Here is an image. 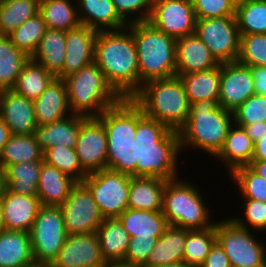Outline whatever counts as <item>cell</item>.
I'll return each instance as SVG.
<instances>
[{"mask_svg": "<svg viewBox=\"0 0 266 267\" xmlns=\"http://www.w3.org/2000/svg\"><path fill=\"white\" fill-rule=\"evenodd\" d=\"M136 177L177 179L181 152L177 131L143 114L136 104ZM179 153V154H178Z\"/></svg>", "mask_w": 266, "mask_h": 267, "instance_id": "obj_1", "label": "cell"}, {"mask_svg": "<svg viewBox=\"0 0 266 267\" xmlns=\"http://www.w3.org/2000/svg\"><path fill=\"white\" fill-rule=\"evenodd\" d=\"M94 62L121 98H132L139 91L138 55L128 27L98 32Z\"/></svg>", "mask_w": 266, "mask_h": 267, "instance_id": "obj_2", "label": "cell"}, {"mask_svg": "<svg viewBox=\"0 0 266 267\" xmlns=\"http://www.w3.org/2000/svg\"><path fill=\"white\" fill-rule=\"evenodd\" d=\"M97 118L107 134V168L136 177V103L122 98Z\"/></svg>", "mask_w": 266, "mask_h": 267, "instance_id": "obj_3", "label": "cell"}, {"mask_svg": "<svg viewBox=\"0 0 266 267\" xmlns=\"http://www.w3.org/2000/svg\"><path fill=\"white\" fill-rule=\"evenodd\" d=\"M131 99L143 114L177 132L185 125L191 107L183 81L176 75L145 82Z\"/></svg>", "mask_w": 266, "mask_h": 267, "instance_id": "obj_4", "label": "cell"}, {"mask_svg": "<svg viewBox=\"0 0 266 267\" xmlns=\"http://www.w3.org/2000/svg\"><path fill=\"white\" fill-rule=\"evenodd\" d=\"M233 123V112L218 103L203 100L192 103L187 121L178 131L181 150L192 146L215 157Z\"/></svg>", "mask_w": 266, "mask_h": 267, "instance_id": "obj_5", "label": "cell"}, {"mask_svg": "<svg viewBox=\"0 0 266 267\" xmlns=\"http://www.w3.org/2000/svg\"><path fill=\"white\" fill-rule=\"evenodd\" d=\"M138 55L139 89L154 79L176 75V39L154 28L148 21L130 23Z\"/></svg>", "mask_w": 266, "mask_h": 267, "instance_id": "obj_6", "label": "cell"}, {"mask_svg": "<svg viewBox=\"0 0 266 267\" xmlns=\"http://www.w3.org/2000/svg\"><path fill=\"white\" fill-rule=\"evenodd\" d=\"M63 80L73 114L98 117L122 99L109 85L95 62L69 74Z\"/></svg>", "mask_w": 266, "mask_h": 267, "instance_id": "obj_7", "label": "cell"}, {"mask_svg": "<svg viewBox=\"0 0 266 267\" xmlns=\"http://www.w3.org/2000/svg\"><path fill=\"white\" fill-rule=\"evenodd\" d=\"M199 189L180 178L166 181L163 192V215L168 225L187 230H202L213 226L209 208Z\"/></svg>", "mask_w": 266, "mask_h": 267, "instance_id": "obj_8", "label": "cell"}, {"mask_svg": "<svg viewBox=\"0 0 266 267\" xmlns=\"http://www.w3.org/2000/svg\"><path fill=\"white\" fill-rule=\"evenodd\" d=\"M219 221L215 223L216 241L231 267H266V245L255 237L254 230L238 226L229 216Z\"/></svg>", "mask_w": 266, "mask_h": 267, "instance_id": "obj_9", "label": "cell"}, {"mask_svg": "<svg viewBox=\"0 0 266 267\" xmlns=\"http://www.w3.org/2000/svg\"><path fill=\"white\" fill-rule=\"evenodd\" d=\"M131 176L112 169L88 174L82 183L89 189L104 218H118L128 209Z\"/></svg>", "mask_w": 266, "mask_h": 267, "instance_id": "obj_10", "label": "cell"}, {"mask_svg": "<svg viewBox=\"0 0 266 267\" xmlns=\"http://www.w3.org/2000/svg\"><path fill=\"white\" fill-rule=\"evenodd\" d=\"M67 235L61 207L41 205L30 231L34 259L51 264Z\"/></svg>", "mask_w": 266, "mask_h": 267, "instance_id": "obj_11", "label": "cell"}, {"mask_svg": "<svg viewBox=\"0 0 266 267\" xmlns=\"http://www.w3.org/2000/svg\"><path fill=\"white\" fill-rule=\"evenodd\" d=\"M195 34L219 63L238 60L240 33L236 16L196 19Z\"/></svg>", "mask_w": 266, "mask_h": 267, "instance_id": "obj_12", "label": "cell"}, {"mask_svg": "<svg viewBox=\"0 0 266 267\" xmlns=\"http://www.w3.org/2000/svg\"><path fill=\"white\" fill-rule=\"evenodd\" d=\"M67 234L94 233L104 221L89 189L77 182L60 206Z\"/></svg>", "mask_w": 266, "mask_h": 267, "instance_id": "obj_13", "label": "cell"}, {"mask_svg": "<svg viewBox=\"0 0 266 267\" xmlns=\"http://www.w3.org/2000/svg\"><path fill=\"white\" fill-rule=\"evenodd\" d=\"M148 22L179 39L195 34L196 16L191 0H153Z\"/></svg>", "mask_w": 266, "mask_h": 267, "instance_id": "obj_14", "label": "cell"}, {"mask_svg": "<svg viewBox=\"0 0 266 267\" xmlns=\"http://www.w3.org/2000/svg\"><path fill=\"white\" fill-rule=\"evenodd\" d=\"M75 152L82 169L87 174L107 168V134L97 117L80 115V129Z\"/></svg>", "mask_w": 266, "mask_h": 267, "instance_id": "obj_15", "label": "cell"}, {"mask_svg": "<svg viewBox=\"0 0 266 267\" xmlns=\"http://www.w3.org/2000/svg\"><path fill=\"white\" fill-rule=\"evenodd\" d=\"M253 83L249 66L238 61L221 63L218 105L233 112L255 94Z\"/></svg>", "mask_w": 266, "mask_h": 267, "instance_id": "obj_16", "label": "cell"}, {"mask_svg": "<svg viewBox=\"0 0 266 267\" xmlns=\"http://www.w3.org/2000/svg\"><path fill=\"white\" fill-rule=\"evenodd\" d=\"M96 232L69 234L51 267H104Z\"/></svg>", "mask_w": 266, "mask_h": 267, "instance_id": "obj_17", "label": "cell"}, {"mask_svg": "<svg viewBox=\"0 0 266 267\" xmlns=\"http://www.w3.org/2000/svg\"><path fill=\"white\" fill-rule=\"evenodd\" d=\"M97 35L98 31L85 25L66 31L65 61L56 78L63 79L94 62Z\"/></svg>", "mask_w": 266, "mask_h": 267, "instance_id": "obj_18", "label": "cell"}, {"mask_svg": "<svg viewBox=\"0 0 266 267\" xmlns=\"http://www.w3.org/2000/svg\"><path fill=\"white\" fill-rule=\"evenodd\" d=\"M0 117L11 134H33L38 126L34 101L12 89L0 91Z\"/></svg>", "mask_w": 266, "mask_h": 267, "instance_id": "obj_19", "label": "cell"}, {"mask_svg": "<svg viewBox=\"0 0 266 267\" xmlns=\"http://www.w3.org/2000/svg\"><path fill=\"white\" fill-rule=\"evenodd\" d=\"M219 64L196 34L176 39V76L209 70Z\"/></svg>", "mask_w": 266, "mask_h": 267, "instance_id": "obj_20", "label": "cell"}, {"mask_svg": "<svg viewBox=\"0 0 266 267\" xmlns=\"http://www.w3.org/2000/svg\"><path fill=\"white\" fill-rule=\"evenodd\" d=\"M1 205L6 230L30 233L41 206L38 196L20 195L7 189Z\"/></svg>", "mask_w": 266, "mask_h": 267, "instance_id": "obj_21", "label": "cell"}, {"mask_svg": "<svg viewBox=\"0 0 266 267\" xmlns=\"http://www.w3.org/2000/svg\"><path fill=\"white\" fill-rule=\"evenodd\" d=\"M33 101L37 125L53 123L73 114L68 104L67 87L63 79L55 78Z\"/></svg>", "mask_w": 266, "mask_h": 267, "instance_id": "obj_22", "label": "cell"}, {"mask_svg": "<svg viewBox=\"0 0 266 267\" xmlns=\"http://www.w3.org/2000/svg\"><path fill=\"white\" fill-rule=\"evenodd\" d=\"M81 25L96 31L119 30L128 24L119 16L112 0H78Z\"/></svg>", "mask_w": 266, "mask_h": 267, "instance_id": "obj_23", "label": "cell"}, {"mask_svg": "<svg viewBox=\"0 0 266 267\" xmlns=\"http://www.w3.org/2000/svg\"><path fill=\"white\" fill-rule=\"evenodd\" d=\"M76 183L69 175L43 161L37 185L40 204L60 207Z\"/></svg>", "mask_w": 266, "mask_h": 267, "instance_id": "obj_24", "label": "cell"}, {"mask_svg": "<svg viewBox=\"0 0 266 267\" xmlns=\"http://www.w3.org/2000/svg\"><path fill=\"white\" fill-rule=\"evenodd\" d=\"M254 143L247 135L245 129L233 123L227 133L224 145L215 156L225 164L227 170L232 173L236 168L248 166L252 162Z\"/></svg>", "mask_w": 266, "mask_h": 267, "instance_id": "obj_25", "label": "cell"}, {"mask_svg": "<svg viewBox=\"0 0 266 267\" xmlns=\"http://www.w3.org/2000/svg\"><path fill=\"white\" fill-rule=\"evenodd\" d=\"M130 238H160L169 226L162 210L126 209L119 217Z\"/></svg>", "mask_w": 266, "mask_h": 267, "instance_id": "obj_26", "label": "cell"}, {"mask_svg": "<svg viewBox=\"0 0 266 267\" xmlns=\"http://www.w3.org/2000/svg\"><path fill=\"white\" fill-rule=\"evenodd\" d=\"M79 129L80 115L72 114L53 123L38 125L33 135L43 151L57 145L75 148Z\"/></svg>", "mask_w": 266, "mask_h": 267, "instance_id": "obj_27", "label": "cell"}, {"mask_svg": "<svg viewBox=\"0 0 266 267\" xmlns=\"http://www.w3.org/2000/svg\"><path fill=\"white\" fill-rule=\"evenodd\" d=\"M187 229L168 226L162 236L157 239L146 263L142 267H160L182 262L186 243Z\"/></svg>", "mask_w": 266, "mask_h": 267, "instance_id": "obj_28", "label": "cell"}, {"mask_svg": "<svg viewBox=\"0 0 266 267\" xmlns=\"http://www.w3.org/2000/svg\"><path fill=\"white\" fill-rule=\"evenodd\" d=\"M106 263L124 262L130 236L118 218H105L96 231Z\"/></svg>", "mask_w": 266, "mask_h": 267, "instance_id": "obj_29", "label": "cell"}, {"mask_svg": "<svg viewBox=\"0 0 266 267\" xmlns=\"http://www.w3.org/2000/svg\"><path fill=\"white\" fill-rule=\"evenodd\" d=\"M165 184L166 180L158 177H131L128 208L162 210Z\"/></svg>", "mask_w": 266, "mask_h": 267, "instance_id": "obj_30", "label": "cell"}, {"mask_svg": "<svg viewBox=\"0 0 266 267\" xmlns=\"http://www.w3.org/2000/svg\"><path fill=\"white\" fill-rule=\"evenodd\" d=\"M34 260L30 233L14 230L0 232V267H21Z\"/></svg>", "mask_w": 266, "mask_h": 267, "instance_id": "obj_31", "label": "cell"}, {"mask_svg": "<svg viewBox=\"0 0 266 267\" xmlns=\"http://www.w3.org/2000/svg\"><path fill=\"white\" fill-rule=\"evenodd\" d=\"M220 77L221 63L209 70L181 75L190 104L202 100L218 103Z\"/></svg>", "mask_w": 266, "mask_h": 267, "instance_id": "obj_32", "label": "cell"}, {"mask_svg": "<svg viewBox=\"0 0 266 267\" xmlns=\"http://www.w3.org/2000/svg\"><path fill=\"white\" fill-rule=\"evenodd\" d=\"M65 39L66 31L47 28L31 59L56 77L65 61Z\"/></svg>", "mask_w": 266, "mask_h": 267, "instance_id": "obj_33", "label": "cell"}, {"mask_svg": "<svg viewBox=\"0 0 266 267\" xmlns=\"http://www.w3.org/2000/svg\"><path fill=\"white\" fill-rule=\"evenodd\" d=\"M43 153L33 134H11L0 153V166L6 169L19 162L44 161Z\"/></svg>", "mask_w": 266, "mask_h": 267, "instance_id": "obj_34", "label": "cell"}, {"mask_svg": "<svg viewBox=\"0 0 266 267\" xmlns=\"http://www.w3.org/2000/svg\"><path fill=\"white\" fill-rule=\"evenodd\" d=\"M71 0H40L39 13L48 29L68 31L81 25L77 5Z\"/></svg>", "mask_w": 266, "mask_h": 267, "instance_id": "obj_35", "label": "cell"}, {"mask_svg": "<svg viewBox=\"0 0 266 267\" xmlns=\"http://www.w3.org/2000/svg\"><path fill=\"white\" fill-rule=\"evenodd\" d=\"M30 57L18 49L8 36H0V91L12 89Z\"/></svg>", "mask_w": 266, "mask_h": 267, "instance_id": "obj_36", "label": "cell"}, {"mask_svg": "<svg viewBox=\"0 0 266 267\" xmlns=\"http://www.w3.org/2000/svg\"><path fill=\"white\" fill-rule=\"evenodd\" d=\"M42 162H19L8 166L5 169L8 190L20 195L38 196Z\"/></svg>", "mask_w": 266, "mask_h": 267, "instance_id": "obj_37", "label": "cell"}, {"mask_svg": "<svg viewBox=\"0 0 266 267\" xmlns=\"http://www.w3.org/2000/svg\"><path fill=\"white\" fill-rule=\"evenodd\" d=\"M55 78L52 73L30 58L23 66L12 90L28 99L35 100Z\"/></svg>", "mask_w": 266, "mask_h": 267, "instance_id": "obj_38", "label": "cell"}, {"mask_svg": "<svg viewBox=\"0 0 266 267\" xmlns=\"http://www.w3.org/2000/svg\"><path fill=\"white\" fill-rule=\"evenodd\" d=\"M40 0H0V36H9L39 13Z\"/></svg>", "mask_w": 266, "mask_h": 267, "instance_id": "obj_39", "label": "cell"}, {"mask_svg": "<svg viewBox=\"0 0 266 267\" xmlns=\"http://www.w3.org/2000/svg\"><path fill=\"white\" fill-rule=\"evenodd\" d=\"M235 16L240 34H266V0H237Z\"/></svg>", "mask_w": 266, "mask_h": 267, "instance_id": "obj_40", "label": "cell"}, {"mask_svg": "<svg viewBox=\"0 0 266 267\" xmlns=\"http://www.w3.org/2000/svg\"><path fill=\"white\" fill-rule=\"evenodd\" d=\"M215 242V224L202 230H187L183 261L201 267Z\"/></svg>", "mask_w": 266, "mask_h": 267, "instance_id": "obj_41", "label": "cell"}, {"mask_svg": "<svg viewBox=\"0 0 266 267\" xmlns=\"http://www.w3.org/2000/svg\"><path fill=\"white\" fill-rule=\"evenodd\" d=\"M46 30V23L41 14L37 13L15 29L8 37L18 49L31 58L38 49Z\"/></svg>", "mask_w": 266, "mask_h": 267, "instance_id": "obj_42", "label": "cell"}, {"mask_svg": "<svg viewBox=\"0 0 266 267\" xmlns=\"http://www.w3.org/2000/svg\"><path fill=\"white\" fill-rule=\"evenodd\" d=\"M44 161L57 168L62 173L69 175L76 182H82L88 175L79 162L75 148L57 145L43 151Z\"/></svg>", "mask_w": 266, "mask_h": 267, "instance_id": "obj_43", "label": "cell"}, {"mask_svg": "<svg viewBox=\"0 0 266 267\" xmlns=\"http://www.w3.org/2000/svg\"><path fill=\"white\" fill-rule=\"evenodd\" d=\"M232 176V177H231ZM234 183L238 186L241 198L255 199L266 203V180L255 173L249 166L236 168L231 174Z\"/></svg>", "mask_w": 266, "mask_h": 267, "instance_id": "obj_44", "label": "cell"}, {"mask_svg": "<svg viewBox=\"0 0 266 267\" xmlns=\"http://www.w3.org/2000/svg\"><path fill=\"white\" fill-rule=\"evenodd\" d=\"M246 66H266V34H240L237 60Z\"/></svg>", "mask_w": 266, "mask_h": 267, "instance_id": "obj_45", "label": "cell"}, {"mask_svg": "<svg viewBox=\"0 0 266 267\" xmlns=\"http://www.w3.org/2000/svg\"><path fill=\"white\" fill-rule=\"evenodd\" d=\"M235 124L266 122V96L254 94L233 111Z\"/></svg>", "mask_w": 266, "mask_h": 267, "instance_id": "obj_46", "label": "cell"}, {"mask_svg": "<svg viewBox=\"0 0 266 267\" xmlns=\"http://www.w3.org/2000/svg\"><path fill=\"white\" fill-rule=\"evenodd\" d=\"M243 203L244 217L245 219L236 217H230L238 226L250 229L252 227L256 230L263 232L266 230V203L255 199H245Z\"/></svg>", "mask_w": 266, "mask_h": 267, "instance_id": "obj_47", "label": "cell"}, {"mask_svg": "<svg viewBox=\"0 0 266 267\" xmlns=\"http://www.w3.org/2000/svg\"><path fill=\"white\" fill-rule=\"evenodd\" d=\"M196 19L235 16L237 0H191Z\"/></svg>", "mask_w": 266, "mask_h": 267, "instance_id": "obj_48", "label": "cell"}, {"mask_svg": "<svg viewBox=\"0 0 266 267\" xmlns=\"http://www.w3.org/2000/svg\"><path fill=\"white\" fill-rule=\"evenodd\" d=\"M112 1L117 13L127 24L148 21L152 9L153 0H112Z\"/></svg>", "mask_w": 266, "mask_h": 267, "instance_id": "obj_49", "label": "cell"}, {"mask_svg": "<svg viewBox=\"0 0 266 267\" xmlns=\"http://www.w3.org/2000/svg\"><path fill=\"white\" fill-rule=\"evenodd\" d=\"M157 238H130L128 250L126 252L124 263L143 266L151 250L154 248Z\"/></svg>", "mask_w": 266, "mask_h": 267, "instance_id": "obj_50", "label": "cell"}, {"mask_svg": "<svg viewBox=\"0 0 266 267\" xmlns=\"http://www.w3.org/2000/svg\"><path fill=\"white\" fill-rule=\"evenodd\" d=\"M201 267H231L223 248L216 241Z\"/></svg>", "mask_w": 266, "mask_h": 267, "instance_id": "obj_51", "label": "cell"}, {"mask_svg": "<svg viewBox=\"0 0 266 267\" xmlns=\"http://www.w3.org/2000/svg\"><path fill=\"white\" fill-rule=\"evenodd\" d=\"M255 94L266 96V66H250Z\"/></svg>", "mask_w": 266, "mask_h": 267, "instance_id": "obj_52", "label": "cell"}, {"mask_svg": "<svg viewBox=\"0 0 266 267\" xmlns=\"http://www.w3.org/2000/svg\"><path fill=\"white\" fill-rule=\"evenodd\" d=\"M241 126L247 132L252 142H257L264 134H266V122H256L254 124H236Z\"/></svg>", "mask_w": 266, "mask_h": 267, "instance_id": "obj_53", "label": "cell"}, {"mask_svg": "<svg viewBox=\"0 0 266 267\" xmlns=\"http://www.w3.org/2000/svg\"><path fill=\"white\" fill-rule=\"evenodd\" d=\"M266 160V134H264L257 142L254 143V153L252 161Z\"/></svg>", "mask_w": 266, "mask_h": 267, "instance_id": "obj_54", "label": "cell"}, {"mask_svg": "<svg viewBox=\"0 0 266 267\" xmlns=\"http://www.w3.org/2000/svg\"><path fill=\"white\" fill-rule=\"evenodd\" d=\"M11 133L9 127L5 124L4 120L0 117V153L3 146L8 141Z\"/></svg>", "mask_w": 266, "mask_h": 267, "instance_id": "obj_55", "label": "cell"}, {"mask_svg": "<svg viewBox=\"0 0 266 267\" xmlns=\"http://www.w3.org/2000/svg\"><path fill=\"white\" fill-rule=\"evenodd\" d=\"M255 173L260 175L266 180V160L265 161H252L248 165Z\"/></svg>", "mask_w": 266, "mask_h": 267, "instance_id": "obj_56", "label": "cell"}, {"mask_svg": "<svg viewBox=\"0 0 266 267\" xmlns=\"http://www.w3.org/2000/svg\"><path fill=\"white\" fill-rule=\"evenodd\" d=\"M7 189L8 187H7L6 172H5V169H3L0 166V201L5 195Z\"/></svg>", "mask_w": 266, "mask_h": 267, "instance_id": "obj_57", "label": "cell"}, {"mask_svg": "<svg viewBox=\"0 0 266 267\" xmlns=\"http://www.w3.org/2000/svg\"><path fill=\"white\" fill-rule=\"evenodd\" d=\"M21 267H51V264L34 260L26 265H22Z\"/></svg>", "mask_w": 266, "mask_h": 267, "instance_id": "obj_58", "label": "cell"}, {"mask_svg": "<svg viewBox=\"0 0 266 267\" xmlns=\"http://www.w3.org/2000/svg\"><path fill=\"white\" fill-rule=\"evenodd\" d=\"M104 267H141V266L127 264L124 262H116V263H106Z\"/></svg>", "mask_w": 266, "mask_h": 267, "instance_id": "obj_59", "label": "cell"}, {"mask_svg": "<svg viewBox=\"0 0 266 267\" xmlns=\"http://www.w3.org/2000/svg\"><path fill=\"white\" fill-rule=\"evenodd\" d=\"M160 267H194V266H191V265L185 263L184 261H182V262H176V263L163 265V266H160Z\"/></svg>", "mask_w": 266, "mask_h": 267, "instance_id": "obj_60", "label": "cell"}, {"mask_svg": "<svg viewBox=\"0 0 266 267\" xmlns=\"http://www.w3.org/2000/svg\"><path fill=\"white\" fill-rule=\"evenodd\" d=\"M6 230L5 228V222H4V217H3V208L1 205V201H0V232Z\"/></svg>", "mask_w": 266, "mask_h": 267, "instance_id": "obj_61", "label": "cell"}]
</instances>
